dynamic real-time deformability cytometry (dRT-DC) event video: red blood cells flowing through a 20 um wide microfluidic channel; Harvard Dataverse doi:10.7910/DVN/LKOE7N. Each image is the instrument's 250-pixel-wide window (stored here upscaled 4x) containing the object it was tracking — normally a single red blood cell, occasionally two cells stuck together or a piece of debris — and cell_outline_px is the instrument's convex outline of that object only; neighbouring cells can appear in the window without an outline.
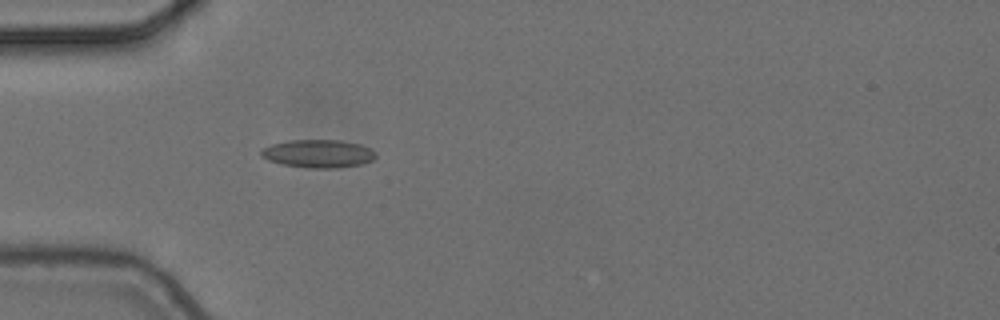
{"species": "common noctule bat (a hibernating species)", "species_latin": "Nyctalus noctula", "temperature_condition": "cold", "stored_images_in_passage": 4, "camera_frame_rate_fps": 3000, "um_per_image_px": 0.085, "animal": {"sex": "female", "body_mass_g": 24.6, "forearm_length_mm": 56.2}, "frame": {"image": 1, "passage_image": 4, "time_ms": 1.0, "image_size_px": [1000, 320], "cell_outline_px": [[376, 156], [372, 160], [360, 164], [336, 168], [308, 168], [284, 164], [268, 160], [260, 156], [260, 152], [264, 148], [272, 144], [288, 140], [340, 140], [360, 144], [372, 148], [376, 152]], "centroid_in_image_um": [27.07, 13.05], "position_along_channel_um": 57.9, "area_um2": 18.73}}